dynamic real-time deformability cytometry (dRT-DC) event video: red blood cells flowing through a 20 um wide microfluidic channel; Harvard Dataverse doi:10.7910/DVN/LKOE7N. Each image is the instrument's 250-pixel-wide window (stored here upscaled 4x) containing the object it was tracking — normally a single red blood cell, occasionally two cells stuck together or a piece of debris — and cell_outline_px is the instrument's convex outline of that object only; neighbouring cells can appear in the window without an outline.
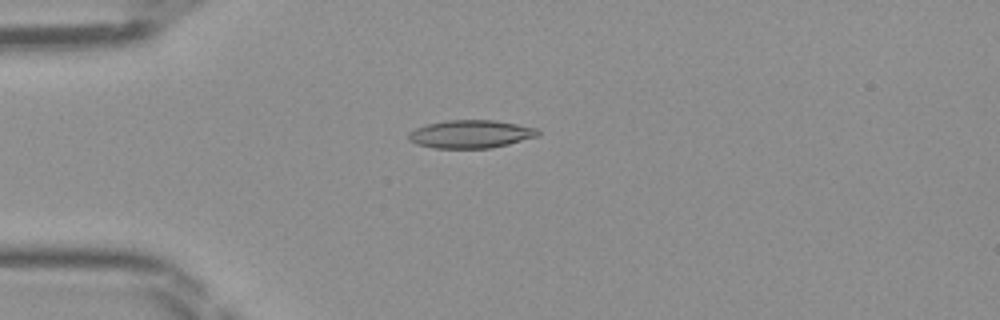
{"species": "Egyptian fruit bat (a non-hibernating species)", "species_latin": "Rousettus aegyptiacus", "temperature_condition": "room temperature", "stored_images_in_passage": 47, "camera_frame_rate_fps": 3000, "um_per_image_px": 0.085, "frame": {"image": 1, "passage_image": 12, "time_ms": 3.667, "image_size_px": [1000, 320], "cell_outline_px": [[540, 136], [492, 148], [432, 148], [416, 144], [408, 140], [408, 132], [416, 128], [428, 124], [444, 120], [496, 120], [536, 128], [540, 132]], "centroid_in_image_um": [40.0, 11.4], "position_along_channel_um": 45.0, "area_um2": 21.27}}
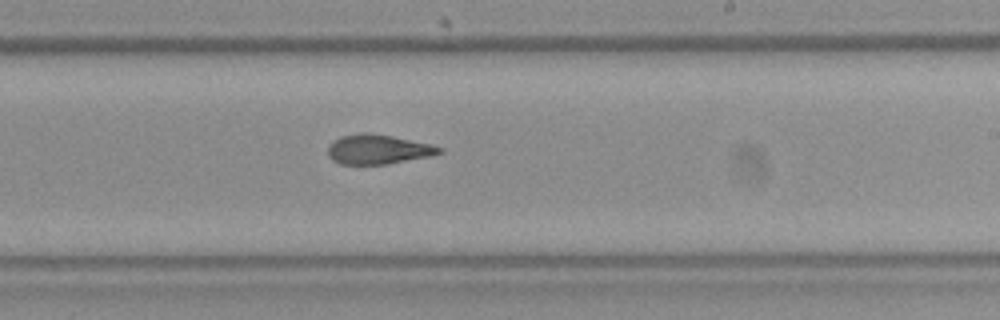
{"frame": {"image": 2, "passage_image": 28, "time_ms": 9.0, "image_size_px": [1000, 320], "cell_outline_px": [[444, 152], [432, 156], [388, 164], [340, 164], [332, 160], [328, 156], [328, 144], [340, 136], [360, 132], [372, 132], [432, 144], [444, 148]], "centroid_in_image_um": [32.15, 12.68], "position_along_channel_um": 256.9, "area_um2": 19.59}}
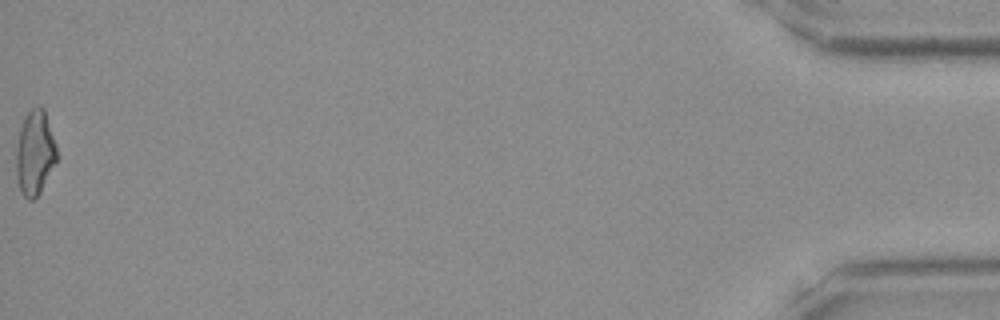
{"frame": {"image": 3, "passage_image": 47, "time_ms": 15.333, "image_size_px": [1000, 320], "cell_outline_px": [[56, 160], [40, 192], [32, 200], [28, 200], [20, 192], [16, 176], [16, 148], [20, 128], [28, 112], [32, 108], [40, 104], [44, 108], [56, 144]], "centroid_in_image_um": [2.95, 12.98], "position_along_channel_um": 432.3, "area_um2": 19.88}}